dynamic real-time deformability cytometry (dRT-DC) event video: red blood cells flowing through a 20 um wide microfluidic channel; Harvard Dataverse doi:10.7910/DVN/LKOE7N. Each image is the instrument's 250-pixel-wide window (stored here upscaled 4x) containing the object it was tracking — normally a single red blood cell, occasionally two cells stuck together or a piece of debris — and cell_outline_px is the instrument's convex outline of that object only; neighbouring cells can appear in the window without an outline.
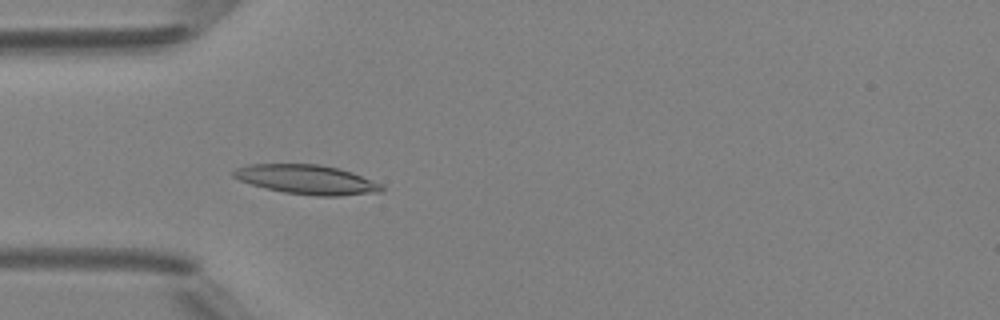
{"species": "Egyptian fruit bat (a non-hibernating species)", "species_latin": "Rousettus aegyptiacus", "temperature_condition": "room temperature", "stored_images_in_passage": 48, "camera_frame_rate_fps": 3000, "um_per_image_px": 0.085, "animal": {"sex": "female"}, "frame": {"image": 1, "passage_image": 14, "time_ms": 4.333, "image_size_px": [1000, 320], "cell_outline_px": [[384, 188], [380, 192], [340, 196], [316, 196], [284, 192], [252, 184], [240, 180], [232, 176], [232, 172], [236, 168], [248, 164], [320, 164], [352, 172], [380, 184]], "centroid_in_image_um": [26.06, 15.26], "position_along_channel_um": 58.9, "area_um2": 25.09}}
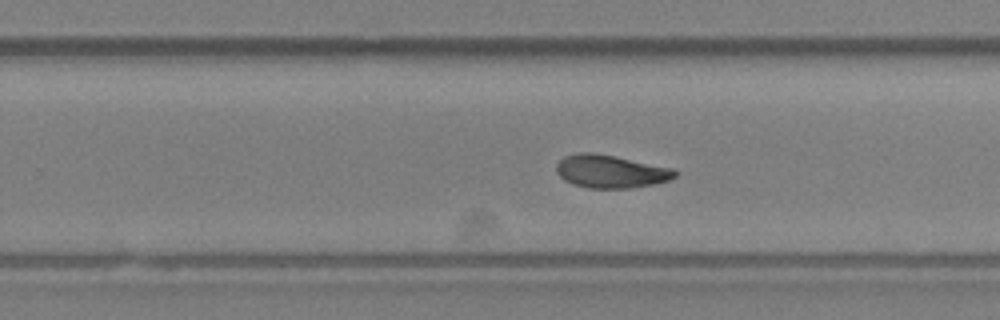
{"frame": {"image": 2, "passage_image": 30, "time_ms": 9.667, "image_size_px": [1000, 320], "cell_outline_px": [[680, 172], [676, 176], [668, 180], [652, 184], [628, 188], [588, 188], [572, 184], [564, 180], [556, 172], [556, 164], [564, 156], [580, 152], [592, 152], [616, 156], [676, 168]], "centroid_in_image_um": [51.93, 14.56], "position_along_channel_um": 277.9, "area_um2": 23.06}}
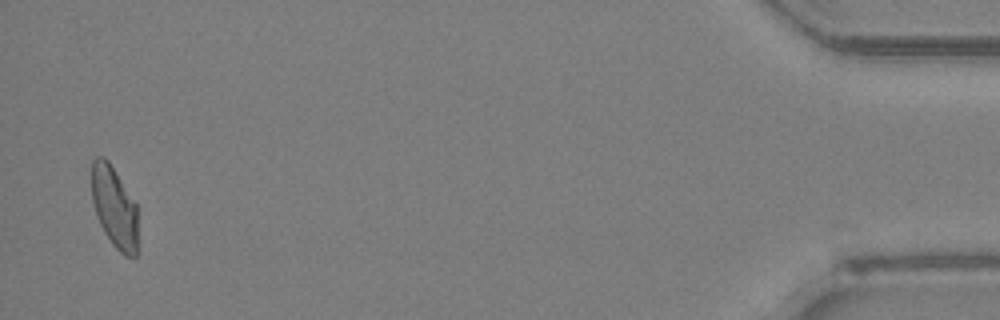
{"frame": {"image": 3, "passage_image": 47, "time_ms": 15.333, "image_size_px": [1000, 320], "cell_outline_px": [[136, 256], [124, 256], [112, 244], [104, 232], [100, 224], [92, 200], [92, 160], [96, 156], [104, 156], [108, 160], [116, 172], [136, 204]], "centroid_in_image_um": [9.7, 17.58], "position_along_channel_um": 425.5, "area_um2": 21.56}}